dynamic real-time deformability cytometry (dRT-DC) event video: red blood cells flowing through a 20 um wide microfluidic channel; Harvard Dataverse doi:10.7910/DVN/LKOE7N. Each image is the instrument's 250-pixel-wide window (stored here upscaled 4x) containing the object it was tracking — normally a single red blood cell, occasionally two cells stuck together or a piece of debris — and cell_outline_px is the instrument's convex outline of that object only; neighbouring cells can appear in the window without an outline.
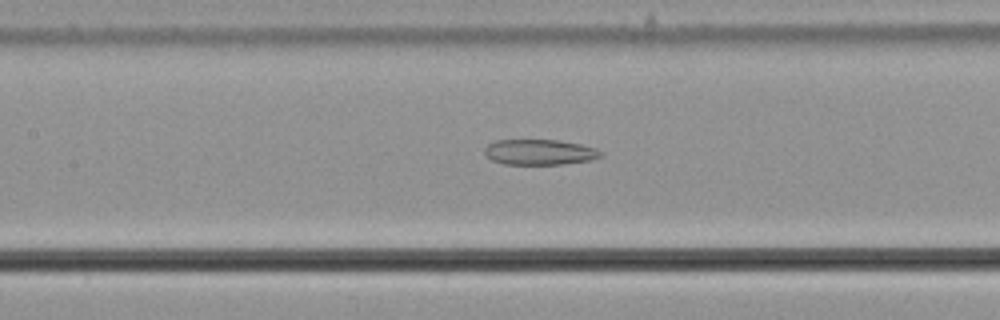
{"species": "common noctule bat (a hibernating species)", "species_latin": "Nyctalus noctula", "temperature_condition": "cold", "stored_images_in_passage": 56, "camera_frame_rate_fps": 3000, "um_per_image_px": 0.085, "animal": {"sex": "male", "body_mass_g": 21.5, "forearm_length_mm": 52.0}, "frame": {"image": 1, "passage_image": 26, "time_ms": 8.333, "image_size_px": [1000, 320], "cell_outline_px": [[604, 156], [592, 160], [564, 164], [504, 164], [492, 160], [484, 152], [484, 148], [488, 144], [496, 140], [556, 140], [580, 144], [596, 148], [604, 152]], "centroid_in_image_um": [45.91, 12.93], "position_along_channel_um": 161.5, "area_um2": 17.34}}
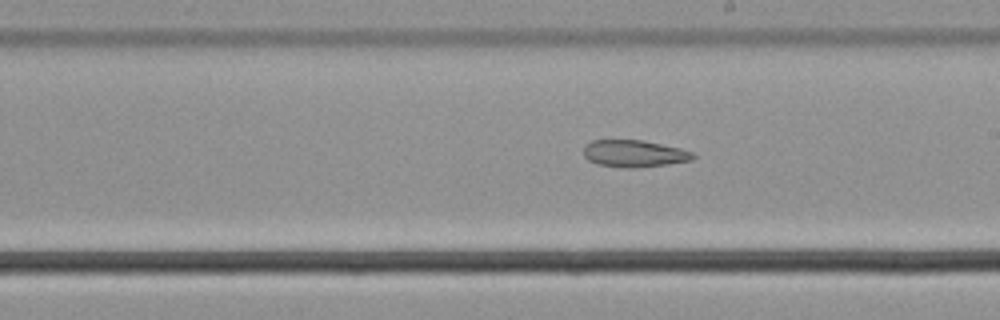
{"frame": {"image": 2, "passage_image": 32, "time_ms": 10.333, "image_size_px": [1000, 320], "cell_outline_px": [[696, 156], [692, 160], [664, 164], [632, 168], [624, 168], [596, 164], [588, 160], [584, 156], [584, 144], [592, 140], [640, 140], [680, 148], [696, 152]], "centroid_in_image_um": [53.89, 13.05], "position_along_channel_um": 235.1, "area_um2": 17.22}}
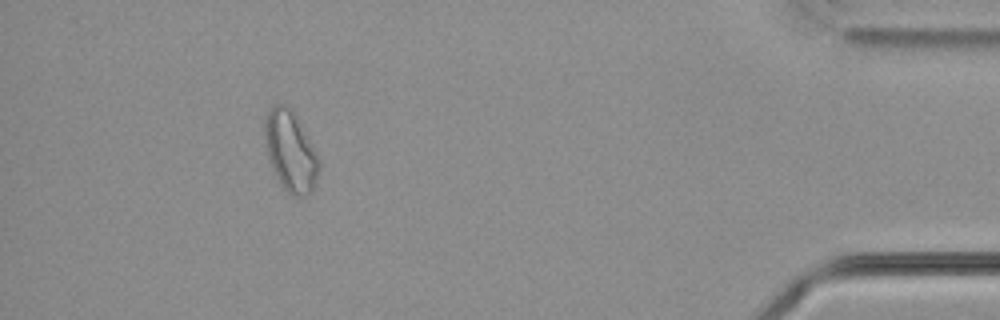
{"frame": {"image": 3, "passage_image": 51, "time_ms": 16.667, "image_size_px": [1000, 320], "cell_outline_px": [[320, 168], [316, 184], [312, 192], [308, 196], [292, 196], [284, 188], [276, 176], [268, 156], [264, 136], [264, 120], [268, 108], [272, 104], [284, 104], [292, 108], [316, 152], [320, 160]], "centroid_in_image_um": [24.7, 12.84], "position_along_channel_um": 410.5, "area_um2": 25.66}, "authors_computed_cell_mechanics": {"area_um2": 23.4668, "velocity_mm_per_s": 3.6958, "shape_relaxation_time_tau1_ms": null, "shape_relaxation_time_tau2_ms": 10.0373, "deformation_change_tau1": null, "deformation_change_tau2": 0.1844}}